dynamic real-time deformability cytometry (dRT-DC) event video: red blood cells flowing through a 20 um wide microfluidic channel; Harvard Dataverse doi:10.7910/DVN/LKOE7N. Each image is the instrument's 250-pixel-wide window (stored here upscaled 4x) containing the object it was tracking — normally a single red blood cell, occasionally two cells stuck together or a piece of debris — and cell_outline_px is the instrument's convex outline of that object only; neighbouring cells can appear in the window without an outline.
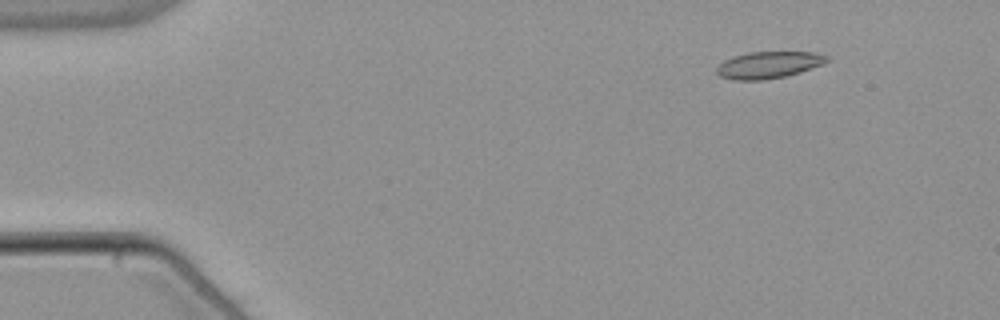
{"species": "common noctule bat (a hibernating species)", "species_latin": "Nyctalus noctula", "temperature_condition": "warm", "stored_images_in_passage": 17, "camera_frame_rate_fps": 3000, "um_per_image_px": 0.085, "animal": {"sex": "male", "body_mass_g": 21.5, "forearm_length_mm": 52.0}, "frame": {"image": 1, "passage_image": 7, "time_ms": 2.0, "image_size_px": [1000, 320], "cell_outline_px": [[828, 60], [824, 64], [800, 72], [784, 76], [760, 80], [736, 80], [720, 76], [716, 72], [716, 68], [724, 60], [732, 56], [748, 52], [816, 52], [828, 56]], "centroid_in_image_um": [65.33, 5.5], "position_along_channel_um": 19.7, "area_um2": 17.17}}